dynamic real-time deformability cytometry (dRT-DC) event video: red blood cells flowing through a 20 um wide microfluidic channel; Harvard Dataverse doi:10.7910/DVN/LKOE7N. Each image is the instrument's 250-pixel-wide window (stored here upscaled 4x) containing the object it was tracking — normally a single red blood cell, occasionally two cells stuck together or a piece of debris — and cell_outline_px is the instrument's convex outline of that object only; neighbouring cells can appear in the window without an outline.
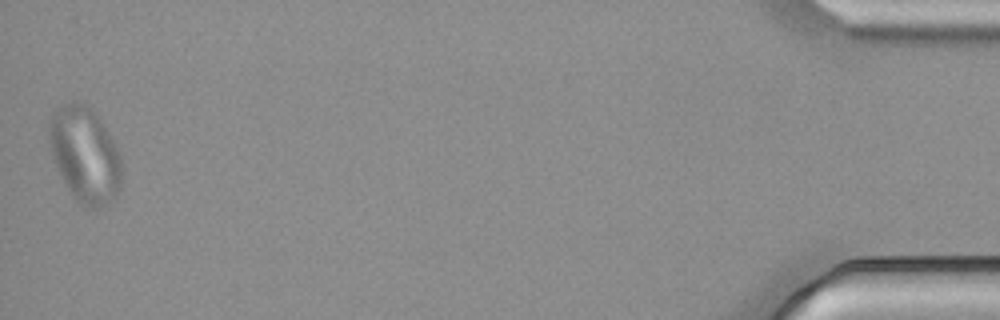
{"species": "common noctule bat (a hibernating species)", "species_latin": "Nyctalus noctula", "temperature_condition": "cold", "stored_images_in_passage": 47, "camera_frame_rate_fps": 3000, "um_per_image_px": 0.085, "animal": {"sex": "male", "body_mass_g": 21.5, "forearm_length_mm": 52.0}, "frame": {"image": 1, "passage_image": 47, "time_ms": 15.333, "image_size_px": [1000, 320], "cell_outline_px": [[124, 168], [120, 188], [116, 196], [104, 204], [96, 208], [88, 208], [80, 204], [76, 200], [60, 176], [52, 156], [48, 144], [48, 120], [52, 112], [56, 108], [72, 100], [76, 100], [88, 104], [104, 124], [116, 144], [120, 152]], "centroid_in_image_um": [7.22, 13.1], "position_along_channel_um": 428.0, "area_um2": 41.38}}